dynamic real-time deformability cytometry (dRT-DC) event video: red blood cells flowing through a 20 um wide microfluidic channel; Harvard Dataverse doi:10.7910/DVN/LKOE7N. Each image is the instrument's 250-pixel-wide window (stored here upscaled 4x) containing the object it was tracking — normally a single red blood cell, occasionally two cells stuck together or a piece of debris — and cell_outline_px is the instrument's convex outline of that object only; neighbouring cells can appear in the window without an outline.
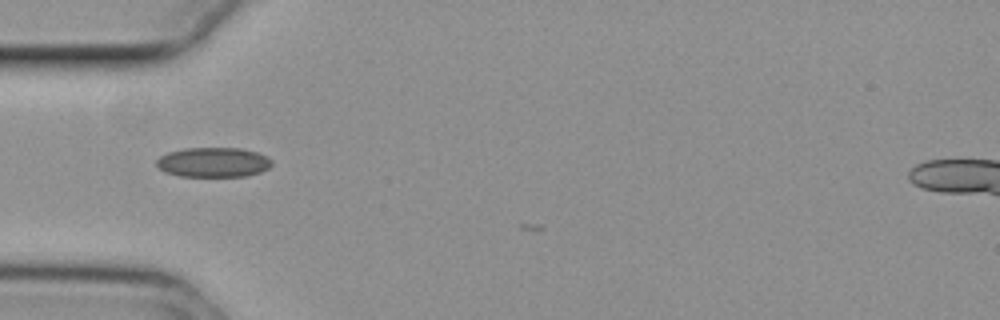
{"species": "common noctule bat (a hibernating species)", "species_latin": "Nyctalus noctula", "temperature_condition": "cold", "stored_images_in_passage": 3, "camera_frame_rate_fps": 3000, "um_per_image_px": 0.085, "animal": {"sex": "female", "body_mass_g": 29.2, "forearm_length_mm": 56.3}, "frame": {"image": 1, "passage_image": 2, "time_ms": 0.333, "image_size_px": [1000, 320], "cell_outline_px": [[272, 164], [268, 168], [260, 172], [244, 176], [180, 176], [164, 172], [156, 164], [156, 160], [160, 156], [168, 152], [184, 148], [240, 148], [256, 152], [268, 156], [272, 160]], "centroid_in_image_um": [18.13, 13.79], "position_along_channel_um": 66.9, "area_um2": 20.0}}